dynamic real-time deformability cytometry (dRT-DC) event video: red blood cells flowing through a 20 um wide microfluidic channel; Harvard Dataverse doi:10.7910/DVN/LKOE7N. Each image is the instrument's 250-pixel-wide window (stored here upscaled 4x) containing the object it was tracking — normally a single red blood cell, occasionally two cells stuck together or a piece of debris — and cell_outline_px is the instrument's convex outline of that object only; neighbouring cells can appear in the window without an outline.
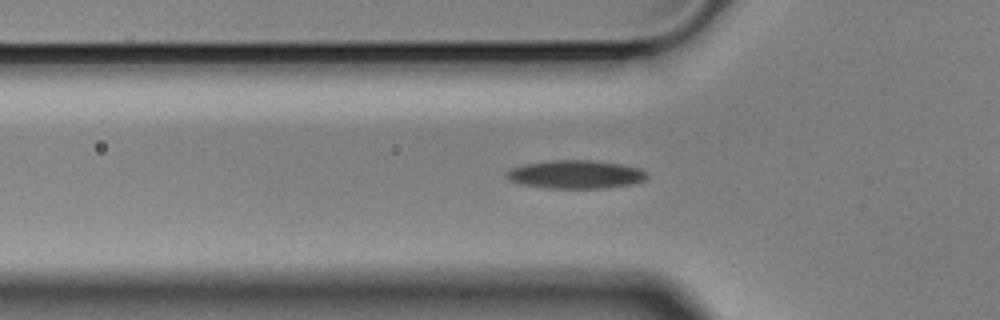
{"species": "Egyptian fruit bat (a non-hibernating species)", "species_latin": "Rousettus aegyptiacus", "temperature_condition": "cold", "stored_images_in_passage": 44, "camera_frame_rate_fps": 3000, "um_per_image_px": 0.085, "animal": {"sex": "male"}, "frame": {"image": 1, "passage_image": 5, "time_ms": 1.333, "image_size_px": [1000, 320], "cell_outline_px": [[648, 176], [644, 180], [632, 184], [604, 188], [548, 188], [520, 184], [508, 180], [504, 176], [504, 172], [512, 168], [524, 164], [552, 160], [592, 160], [620, 164], [640, 168]], "centroid_in_image_um": [48.88, 14.82], "position_along_channel_um": 76.9, "area_um2": 23.24}}
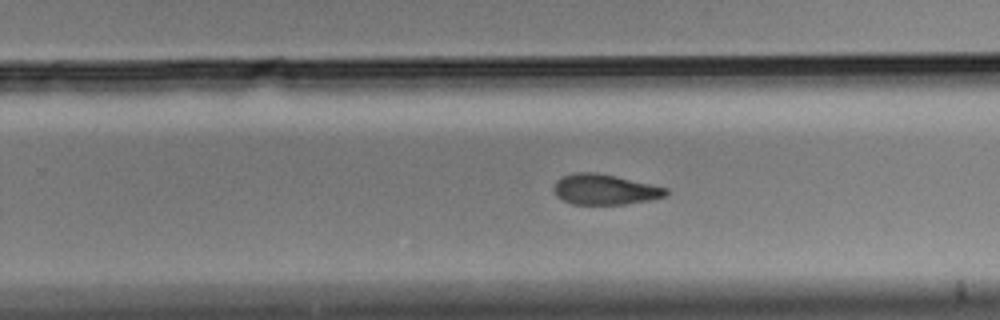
{"frame": {"image": 2, "passage_image": 22, "time_ms": 7.0, "image_size_px": [1000, 320], "cell_outline_px": [[668, 192], [664, 196], [648, 200], [624, 204], [572, 204], [556, 196], [552, 188], [556, 180], [564, 176], [576, 172], [596, 172], [668, 188]], "centroid_in_image_um": [51.36, 16.1], "position_along_channel_um": 278.4, "area_um2": 19.65}}
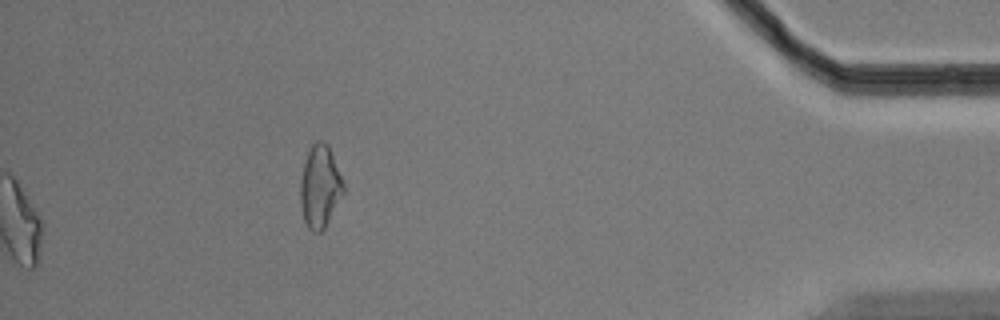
{"frame": {"image": 3, "passage_image": 44, "time_ms": 14.333, "image_size_px": [1000, 320], "cell_outline_px": [[344, 192], [324, 228], [320, 232], [312, 232], [308, 228], [304, 220], [300, 200], [300, 180], [304, 160], [312, 144], [316, 140], [320, 140], [328, 144], [332, 152], [344, 184]], "centroid_in_image_um": [27.19, 15.83], "position_along_channel_um": 408.0, "area_um2": 20.69}, "authors_computed_cell_mechanics": {"area_um2": 21.1259, "velocity_mm_per_s": 3.5493, "shape_relaxation_time_tau1_ms": 7.2762, "shape_relaxation_time_tau2_ms": 6.9069, "deformation_change_tau1": 0.1623, "deformation_change_tau2": 0.1395}}